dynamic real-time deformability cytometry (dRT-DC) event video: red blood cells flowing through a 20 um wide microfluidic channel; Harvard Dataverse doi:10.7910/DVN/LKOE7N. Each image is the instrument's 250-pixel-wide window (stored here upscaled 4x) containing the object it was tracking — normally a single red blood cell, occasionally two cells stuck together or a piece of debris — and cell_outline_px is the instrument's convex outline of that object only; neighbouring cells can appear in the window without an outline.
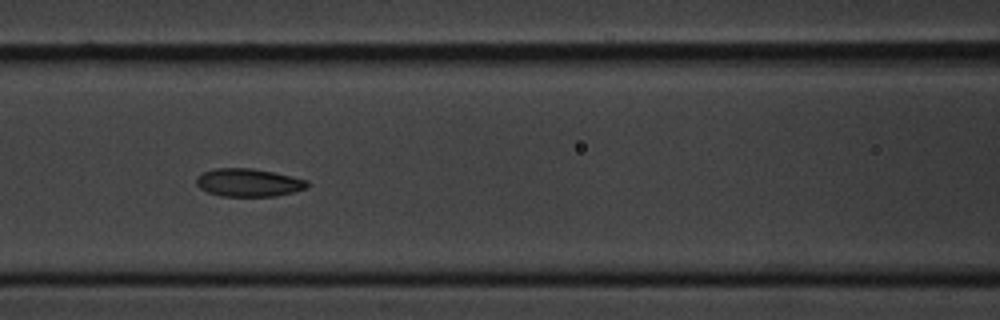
{"species": "common noctule bat (a hibernating species)", "species_latin": "Nyctalus noctula", "temperature_condition": "cold", "stored_images_in_passage": 11, "camera_frame_rate_fps": 3000, "um_per_image_px": 0.085, "animal": {"sex": "male", "body_mass_g": 20.1, "forearm_length_mm": 53.5}, "frame": {"image": 1, "passage_image": 7, "time_ms": 7.667, "image_size_px": [1000, 320], "cell_outline_px": [[308, 188], [276, 196], [220, 196], [208, 192], [200, 188], [196, 184], [196, 176], [212, 168], [252, 168], [292, 176], [308, 180]], "centroid_in_image_um": [21.11, 15.52], "position_along_channel_um": 145.5, "area_um2": 18.15}}
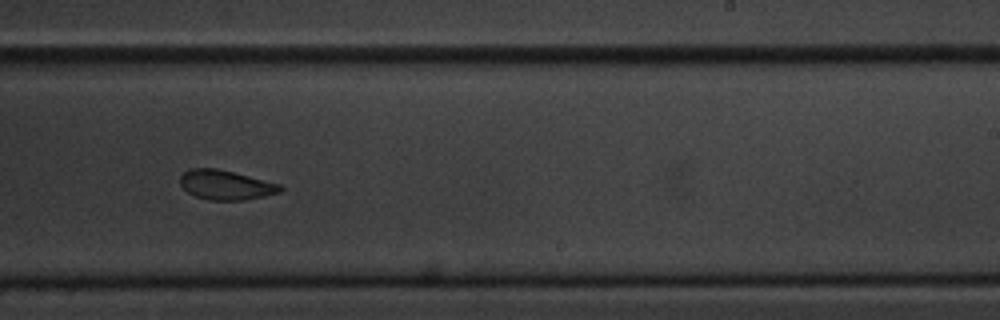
{"frame": {"image": 2, "passage_image": 10, "time_ms": 11.333, "image_size_px": [1000, 320], "cell_outline_px": [[284, 188], [280, 192], [264, 196], [244, 200], [208, 200], [196, 196], [188, 192], [180, 184], [180, 176], [188, 168], [216, 168], [280, 184]], "centroid_in_image_um": [19.17, 15.72], "position_along_channel_um": 269.8, "area_um2": 17.11}}
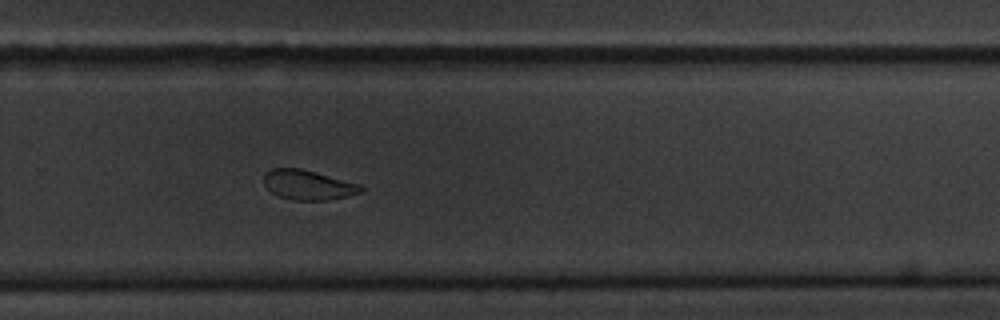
{"frame": {"image": 3, "passage_image": 11, "time_ms": 12.333, "image_size_px": [1000, 320], "cell_outline_px": [[364, 192], [348, 196], [328, 200], [292, 200], [280, 196], [272, 192], [264, 184], [264, 172], [272, 168], [300, 168], [360, 184], [364, 188]], "centroid_in_image_um": [26.2, 15.72], "position_along_channel_um": 303.6, "area_um2": 16.82}}